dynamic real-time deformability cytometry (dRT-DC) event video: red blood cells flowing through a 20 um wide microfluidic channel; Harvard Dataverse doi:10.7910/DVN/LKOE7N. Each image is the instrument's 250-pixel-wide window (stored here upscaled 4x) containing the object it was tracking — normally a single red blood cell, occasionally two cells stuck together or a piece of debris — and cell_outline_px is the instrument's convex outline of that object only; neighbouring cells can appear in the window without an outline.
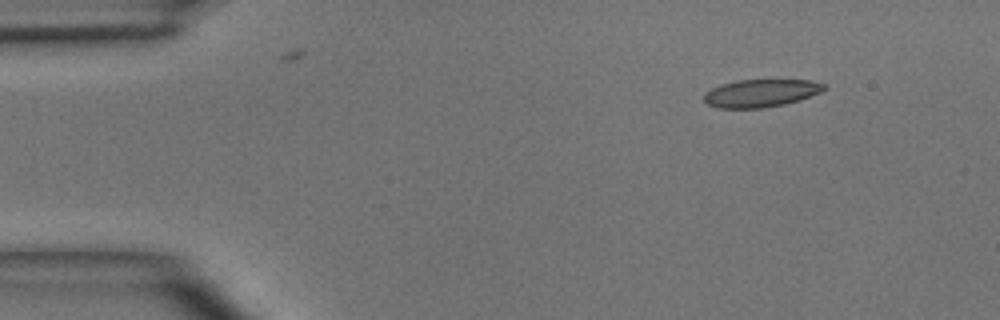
{"species": "common noctule bat (a hibernating species)", "species_latin": "Nyctalus noctula", "temperature_condition": "room temperature", "stored_images_in_passage": 4, "camera_frame_rate_fps": 3000, "um_per_image_px": 0.085, "animal": {"sex": "male", "body_mass_g": 15.6}, "frame": {"image": 1, "passage_image": 4, "time_ms": 4.333, "image_size_px": [1000, 320], "cell_outline_px": [[828, 88], [820, 92], [800, 100], [784, 104], [764, 108], [716, 108], [708, 104], [704, 100], [704, 92], [720, 84], [736, 80], [812, 80], [824, 84]], "centroid_in_image_um": [64.66, 7.91], "position_along_channel_um": 20.3, "area_um2": 19.54}}